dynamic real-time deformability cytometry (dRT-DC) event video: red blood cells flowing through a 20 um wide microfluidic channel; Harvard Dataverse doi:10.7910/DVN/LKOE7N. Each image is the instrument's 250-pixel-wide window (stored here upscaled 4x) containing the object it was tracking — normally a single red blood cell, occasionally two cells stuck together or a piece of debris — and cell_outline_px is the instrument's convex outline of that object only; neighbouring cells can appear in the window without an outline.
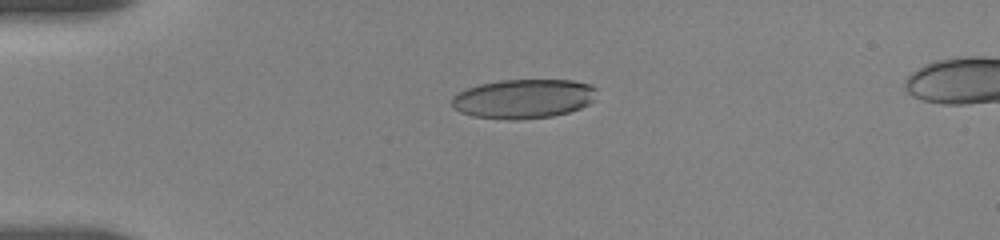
{"species": "human", "species_latin": "Homo sapiens", "temperature_condition": "room temperature", "stored_images_in_passage": 36, "camera_frame_rate_fps": 3000, "um_per_image_px": 0.085, "donor": {"sex": "female"}, "frame": {"image": 1, "passage_image": 8, "time_ms": 4.333, "image_size_px": [1000, 240], "cell_outline_px": [[596, 100], [580, 108], [568, 112], [552, 116], [516, 120], [508, 120], [472, 116], [460, 112], [452, 108], [452, 96], [468, 88], [480, 84], [500, 80], [572, 80], [592, 84], [596, 88]], "centroid_in_image_um": [44.52, 8.39], "position_along_channel_um": 40.5, "area_um2": 33.41}}
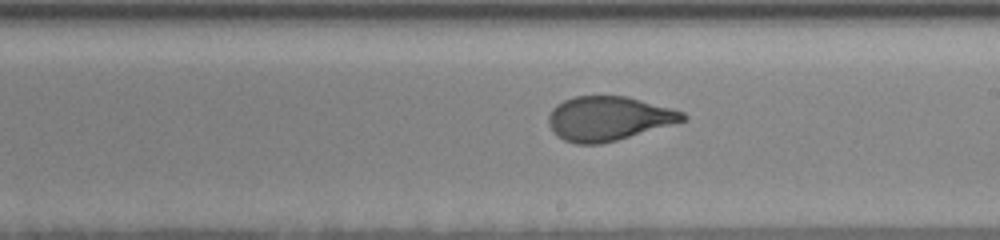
{"frame": {"image": 2, "passage_image": 25, "time_ms": 10.667, "image_size_px": [1000, 240], "cell_outline_px": [[688, 120], [616, 140], [600, 144], [576, 144], [564, 140], [552, 132], [548, 124], [548, 116], [552, 108], [556, 104], [564, 100], [576, 96], [628, 96], [672, 108], [684, 112], [688, 116]], "centroid_in_image_um": [51.72, 10.07], "position_along_channel_um": 237.3, "area_um2": 34.8}}
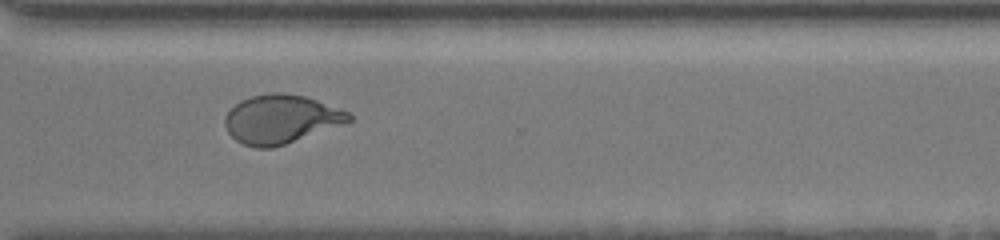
{"frame": {"image": 3, "passage_image": 35, "time_ms": 13.667, "image_size_px": [1000, 240], "cell_outline_px": [[352, 120], [348, 124], [272, 148], [256, 148], [244, 144], [236, 140], [228, 132], [224, 124], [224, 116], [240, 100], [252, 96], [268, 92], [284, 92], [304, 96], [316, 100], [348, 112], [352, 116]], "centroid_in_image_um": [23.89, 10.13], "position_along_channel_um": 346.7, "area_um2": 35.37}}